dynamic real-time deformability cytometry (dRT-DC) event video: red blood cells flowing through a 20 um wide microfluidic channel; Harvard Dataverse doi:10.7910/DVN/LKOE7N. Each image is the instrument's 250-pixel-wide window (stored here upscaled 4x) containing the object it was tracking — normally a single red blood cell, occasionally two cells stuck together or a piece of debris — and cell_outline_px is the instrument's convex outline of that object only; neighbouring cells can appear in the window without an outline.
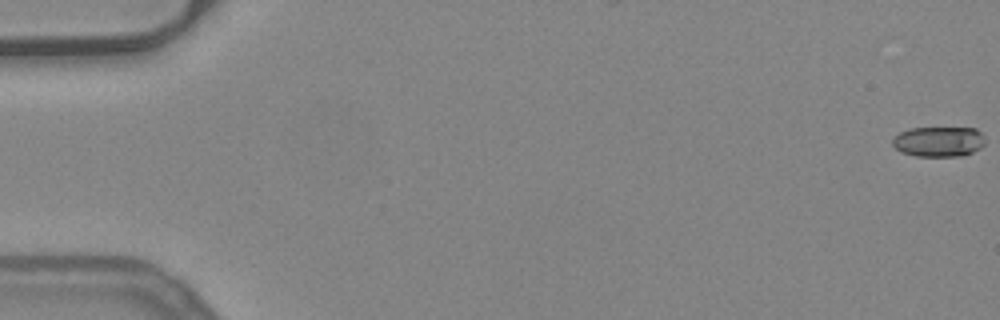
{"species": "common noctule bat (a hibernating species)", "species_latin": "Nyctalus noctula", "temperature_condition": "warm", "stored_images_in_passage": 14, "camera_frame_rate_fps": 3000, "um_per_image_px": 0.085, "animal": {"sex": "female", "body_mass_g": 24.6, "forearm_length_mm": 56.2}, "frame": {"image": 1, "passage_image": 1, "time_ms": 0.0, "image_size_px": [1000, 320], "cell_outline_px": [[984, 144], [980, 148], [964, 156], [916, 156], [900, 152], [892, 144], [892, 140], [900, 132], [912, 128], [976, 128], [984, 136]], "centroid_in_image_um": [79.8, 12.04], "position_along_channel_um": 5.2, "area_um2": 16.3}}
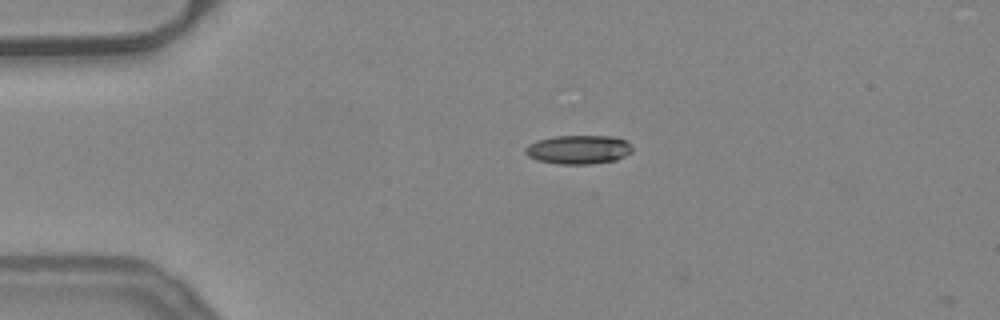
{"frame": {"image": 2, "passage_image": 13, "time_ms": 4.0, "image_size_px": [1000, 320], "cell_outline_px": [[632, 152], [616, 160], [592, 164], [556, 164], [536, 160], [528, 156], [524, 152], [524, 148], [528, 144], [540, 140], [556, 136], [616, 136], [624, 140], [632, 148]], "centroid_in_image_um": [49.15, 12.72], "position_along_channel_um": 35.8, "area_um2": 18.03}}